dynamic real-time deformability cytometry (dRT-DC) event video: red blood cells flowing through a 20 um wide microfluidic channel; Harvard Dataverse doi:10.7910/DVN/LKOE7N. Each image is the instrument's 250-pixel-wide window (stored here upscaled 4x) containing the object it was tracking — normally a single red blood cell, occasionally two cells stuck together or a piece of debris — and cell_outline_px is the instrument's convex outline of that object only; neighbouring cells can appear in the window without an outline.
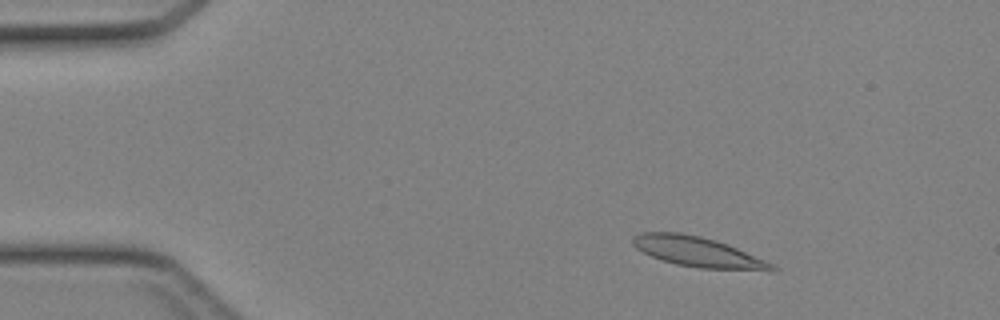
{"species": "Egyptian fruit bat (a non-hibernating species)", "species_latin": "Rousettus aegyptiacus", "temperature_condition": "cold", "stored_images_in_passage": 44, "camera_frame_rate_fps": 3000, "um_per_image_px": 0.085, "animal": {"sex": "female"}, "frame": {"image": 1, "passage_image": 6, "time_ms": 1.667, "image_size_px": [1000, 320], "cell_outline_px": [[780, 268], [776, 272], [772, 272], [700, 268], [676, 264], [652, 256], [636, 248], [632, 244], [632, 236], [640, 232], [680, 232], [700, 236], [716, 240], [728, 244], [764, 260]], "centroid_in_image_um": [59.37, 21.42], "position_along_channel_um": 25.6, "area_um2": 24.62}}
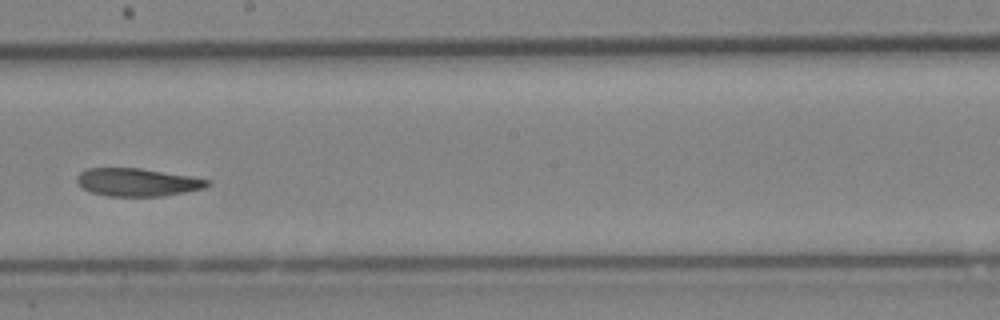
{"frame": {"image": 2, "passage_image": 25, "time_ms": 8.0, "image_size_px": [1000, 320], "cell_outline_px": [[212, 184], [204, 188], [164, 196], [108, 196], [92, 192], [84, 188], [76, 180], [76, 176], [80, 172], [88, 168], [140, 168], [192, 176], [212, 180]], "centroid_in_image_um": [11.73, 15.48], "position_along_channel_um": 236.5, "area_um2": 21.27}}
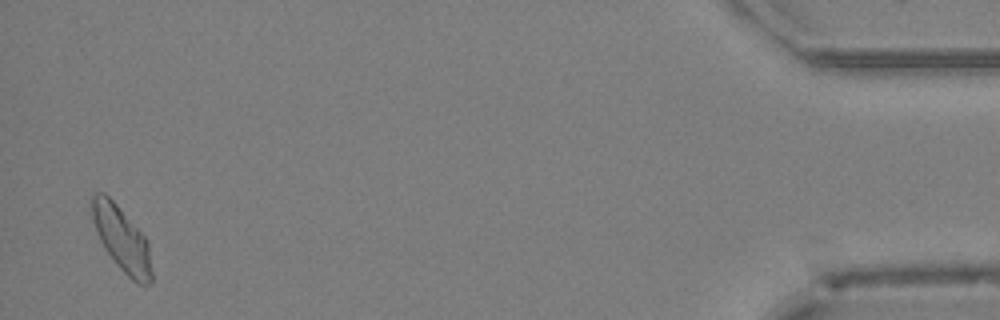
{"frame": {"image": 3, "passage_image": 43, "time_ms": 14.0, "image_size_px": [1000, 320], "cell_outline_px": [[152, 284], [144, 288], [136, 284], [116, 264], [104, 248], [100, 240], [92, 220], [92, 196], [96, 192], [104, 192], [116, 204], [148, 240], [152, 272]], "centroid_in_image_um": [10.38, 20.38], "position_along_channel_um": 424.8, "area_um2": 22.6}}